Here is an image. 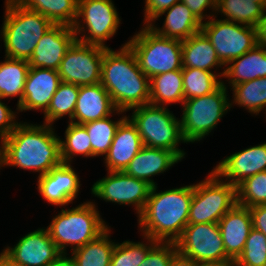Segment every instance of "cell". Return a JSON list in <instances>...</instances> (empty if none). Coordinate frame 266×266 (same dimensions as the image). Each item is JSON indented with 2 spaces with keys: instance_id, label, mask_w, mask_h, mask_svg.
<instances>
[{
  "instance_id": "6da1fadb",
  "label": "cell",
  "mask_w": 266,
  "mask_h": 266,
  "mask_svg": "<svg viewBox=\"0 0 266 266\" xmlns=\"http://www.w3.org/2000/svg\"><path fill=\"white\" fill-rule=\"evenodd\" d=\"M52 125L18 123L0 143V167L14 166L33 170L39 176L62 163L60 137Z\"/></svg>"
},
{
  "instance_id": "7a4b0ae2",
  "label": "cell",
  "mask_w": 266,
  "mask_h": 266,
  "mask_svg": "<svg viewBox=\"0 0 266 266\" xmlns=\"http://www.w3.org/2000/svg\"><path fill=\"white\" fill-rule=\"evenodd\" d=\"M157 185L150 190L138 224L143 237L157 242H176L188 225L189 209L193 196V185L156 192Z\"/></svg>"
},
{
  "instance_id": "3957f363",
  "label": "cell",
  "mask_w": 266,
  "mask_h": 266,
  "mask_svg": "<svg viewBox=\"0 0 266 266\" xmlns=\"http://www.w3.org/2000/svg\"><path fill=\"white\" fill-rule=\"evenodd\" d=\"M100 83L118 110L127 112L149 103L150 79L140 69L127 43L117 52L104 49Z\"/></svg>"
},
{
  "instance_id": "277c9868",
  "label": "cell",
  "mask_w": 266,
  "mask_h": 266,
  "mask_svg": "<svg viewBox=\"0 0 266 266\" xmlns=\"http://www.w3.org/2000/svg\"><path fill=\"white\" fill-rule=\"evenodd\" d=\"M0 31L5 57L29 60L42 36L54 25L41 13L29 10L17 0L5 1Z\"/></svg>"
},
{
  "instance_id": "5b68a950",
  "label": "cell",
  "mask_w": 266,
  "mask_h": 266,
  "mask_svg": "<svg viewBox=\"0 0 266 266\" xmlns=\"http://www.w3.org/2000/svg\"><path fill=\"white\" fill-rule=\"evenodd\" d=\"M108 226L94 202H84L72 209H62L47 227L52 241L62 254L67 246L74 251L102 234Z\"/></svg>"
},
{
  "instance_id": "8992f818",
  "label": "cell",
  "mask_w": 266,
  "mask_h": 266,
  "mask_svg": "<svg viewBox=\"0 0 266 266\" xmlns=\"http://www.w3.org/2000/svg\"><path fill=\"white\" fill-rule=\"evenodd\" d=\"M166 107L150 103L137 106L128 118L136 126L143 146L173 151L182 160L186 153L178 147L181 141L185 143L180 120Z\"/></svg>"
},
{
  "instance_id": "52a82bcc",
  "label": "cell",
  "mask_w": 266,
  "mask_h": 266,
  "mask_svg": "<svg viewBox=\"0 0 266 266\" xmlns=\"http://www.w3.org/2000/svg\"><path fill=\"white\" fill-rule=\"evenodd\" d=\"M127 43L142 72L151 77L182 69V41L157 34L149 25Z\"/></svg>"
},
{
  "instance_id": "ba28073f",
  "label": "cell",
  "mask_w": 266,
  "mask_h": 266,
  "mask_svg": "<svg viewBox=\"0 0 266 266\" xmlns=\"http://www.w3.org/2000/svg\"><path fill=\"white\" fill-rule=\"evenodd\" d=\"M227 86L224 82L213 93L184 100L180 120L185 143L200 141L209 135L230 109Z\"/></svg>"
},
{
  "instance_id": "9c48e42d",
  "label": "cell",
  "mask_w": 266,
  "mask_h": 266,
  "mask_svg": "<svg viewBox=\"0 0 266 266\" xmlns=\"http://www.w3.org/2000/svg\"><path fill=\"white\" fill-rule=\"evenodd\" d=\"M236 203V186L212 170L205 180L193 184L188 224L218 223Z\"/></svg>"
},
{
  "instance_id": "30bf717a",
  "label": "cell",
  "mask_w": 266,
  "mask_h": 266,
  "mask_svg": "<svg viewBox=\"0 0 266 266\" xmlns=\"http://www.w3.org/2000/svg\"><path fill=\"white\" fill-rule=\"evenodd\" d=\"M120 21L112 0H78L77 17L72 28L77 41L109 48L104 42L116 34Z\"/></svg>"
},
{
  "instance_id": "8fae6325",
  "label": "cell",
  "mask_w": 266,
  "mask_h": 266,
  "mask_svg": "<svg viewBox=\"0 0 266 266\" xmlns=\"http://www.w3.org/2000/svg\"><path fill=\"white\" fill-rule=\"evenodd\" d=\"M215 18L216 14L202 22L201 31L210 40L224 66L258 45L256 27Z\"/></svg>"
},
{
  "instance_id": "7c38bea8",
  "label": "cell",
  "mask_w": 266,
  "mask_h": 266,
  "mask_svg": "<svg viewBox=\"0 0 266 266\" xmlns=\"http://www.w3.org/2000/svg\"><path fill=\"white\" fill-rule=\"evenodd\" d=\"M177 251L197 263H233L226 254L218 223L188 224L175 242Z\"/></svg>"
},
{
  "instance_id": "4fadbf2b",
  "label": "cell",
  "mask_w": 266,
  "mask_h": 266,
  "mask_svg": "<svg viewBox=\"0 0 266 266\" xmlns=\"http://www.w3.org/2000/svg\"><path fill=\"white\" fill-rule=\"evenodd\" d=\"M104 47L75 41L58 68L61 81L88 86L101 82Z\"/></svg>"
},
{
  "instance_id": "5bb4252c",
  "label": "cell",
  "mask_w": 266,
  "mask_h": 266,
  "mask_svg": "<svg viewBox=\"0 0 266 266\" xmlns=\"http://www.w3.org/2000/svg\"><path fill=\"white\" fill-rule=\"evenodd\" d=\"M152 186L146 181L119 171H108L106 177L95 182L91 192L106 202L134 205L138 214L143 211Z\"/></svg>"
},
{
  "instance_id": "9a60e30c",
  "label": "cell",
  "mask_w": 266,
  "mask_h": 266,
  "mask_svg": "<svg viewBox=\"0 0 266 266\" xmlns=\"http://www.w3.org/2000/svg\"><path fill=\"white\" fill-rule=\"evenodd\" d=\"M0 254L15 266H46L62 255L47 228L29 232Z\"/></svg>"
},
{
  "instance_id": "2e32d148",
  "label": "cell",
  "mask_w": 266,
  "mask_h": 266,
  "mask_svg": "<svg viewBox=\"0 0 266 266\" xmlns=\"http://www.w3.org/2000/svg\"><path fill=\"white\" fill-rule=\"evenodd\" d=\"M76 41L74 29L63 24H54L39 40L28 60L29 66L58 70L64 55Z\"/></svg>"
},
{
  "instance_id": "e0dca14e",
  "label": "cell",
  "mask_w": 266,
  "mask_h": 266,
  "mask_svg": "<svg viewBox=\"0 0 266 266\" xmlns=\"http://www.w3.org/2000/svg\"><path fill=\"white\" fill-rule=\"evenodd\" d=\"M71 163H61L48 173L38 176V191L54 206H66L77 198L80 181Z\"/></svg>"
},
{
  "instance_id": "ac0fdd59",
  "label": "cell",
  "mask_w": 266,
  "mask_h": 266,
  "mask_svg": "<svg viewBox=\"0 0 266 266\" xmlns=\"http://www.w3.org/2000/svg\"><path fill=\"white\" fill-rule=\"evenodd\" d=\"M57 70L30 67L27 73L22 101L17 111L48 109L51 98L61 83Z\"/></svg>"
},
{
  "instance_id": "d6986e66",
  "label": "cell",
  "mask_w": 266,
  "mask_h": 266,
  "mask_svg": "<svg viewBox=\"0 0 266 266\" xmlns=\"http://www.w3.org/2000/svg\"><path fill=\"white\" fill-rule=\"evenodd\" d=\"M213 171L235 186L249 176L266 171V143L251 146L224 158Z\"/></svg>"
},
{
  "instance_id": "ffe728a7",
  "label": "cell",
  "mask_w": 266,
  "mask_h": 266,
  "mask_svg": "<svg viewBox=\"0 0 266 266\" xmlns=\"http://www.w3.org/2000/svg\"><path fill=\"white\" fill-rule=\"evenodd\" d=\"M226 254L235 261L253 228L248 207L236 203L218 222Z\"/></svg>"
},
{
  "instance_id": "44dd1931",
  "label": "cell",
  "mask_w": 266,
  "mask_h": 266,
  "mask_svg": "<svg viewBox=\"0 0 266 266\" xmlns=\"http://www.w3.org/2000/svg\"><path fill=\"white\" fill-rule=\"evenodd\" d=\"M123 114L114 105L108 91L101 83L80 86L76 102L73 123L83 125L90 121L112 116V113Z\"/></svg>"
},
{
  "instance_id": "7402d4cb",
  "label": "cell",
  "mask_w": 266,
  "mask_h": 266,
  "mask_svg": "<svg viewBox=\"0 0 266 266\" xmlns=\"http://www.w3.org/2000/svg\"><path fill=\"white\" fill-rule=\"evenodd\" d=\"M142 147L143 143L136 126L126 117L119 124L105 155L107 170L123 172Z\"/></svg>"
},
{
  "instance_id": "603a6c76",
  "label": "cell",
  "mask_w": 266,
  "mask_h": 266,
  "mask_svg": "<svg viewBox=\"0 0 266 266\" xmlns=\"http://www.w3.org/2000/svg\"><path fill=\"white\" fill-rule=\"evenodd\" d=\"M179 161L181 159L173 151L143 146L123 172L153 187L157 183L150 178L166 172Z\"/></svg>"
},
{
  "instance_id": "cb8c5ba5",
  "label": "cell",
  "mask_w": 266,
  "mask_h": 266,
  "mask_svg": "<svg viewBox=\"0 0 266 266\" xmlns=\"http://www.w3.org/2000/svg\"><path fill=\"white\" fill-rule=\"evenodd\" d=\"M166 14L162 28L153 25L155 20ZM152 30L157 34L170 39L184 41L190 36L201 31L202 22L193 14V12L181 1L175 3L169 9L161 12L150 24Z\"/></svg>"
},
{
  "instance_id": "d4e9b609",
  "label": "cell",
  "mask_w": 266,
  "mask_h": 266,
  "mask_svg": "<svg viewBox=\"0 0 266 266\" xmlns=\"http://www.w3.org/2000/svg\"><path fill=\"white\" fill-rule=\"evenodd\" d=\"M226 66L228 67L223 70V77L228 78L231 87L266 77V48L258 44L247 53L230 61Z\"/></svg>"
},
{
  "instance_id": "484cf974",
  "label": "cell",
  "mask_w": 266,
  "mask_h": 266,
  "mask_svg": "<svg viewBox=\"0 0 266 266\" xmlns=\"http://www.w3.org/2000/svg\"><path fill=\"white\" fill-rule=\"evenodd\" d=\"M215 66L222 68L224 65L217 57L210 40L202 31L182 41V68L214 72L212 68L214 69Z\"/></svg>"
},
{
  "instance_id": "4316f807",
  "label": "cell",
  "mask_w": 266,
  "mask_h": 266,
  "mask_svg": "<svg viewBox=\"0 0 266 266\" xmlns=\"http://www.w3.org/2000/svg\"><path fill=\"white\" fill-rule=\"evenodd\" d=\"M184 102L182 69L158 74L150 78L149 103L165 106Z\"/></svg>"
},
{
  "instance_id": "83f0119b",
  "label": "cell",
  "mask_w": 266,
  "mask_h": 266,
  "mask_svg": "<svg viewBox=\"0 0 266 266\" xmlns=\"http://www.w3.org/2000/svg\"><path fill=\"white\" fill-rule=\"evenodd\" d=\"M29 68L28 60L5 57L0 63L1 99L19 96L17 105L21 103Z\"/></svg>"
},
{
  "instance_id": "f1b7e54d",
  "label": "cell",
  "mask_w": 266,
  "mask_h": 266,
  "mask_svg": "<svg viewBox=\"0 0 266 266\" xmlns=\"http://www.w3.org/2000/svg\"><path fill=\"white\" fill-rule=\"evenodd\" d=\"M109 227L97 238L72 252L76 266H110L116 245L109 237ZM111 240V241H110Z\"/></svg>"
},
{
  "instance_id": "f546056e",
  "label": "cell",
  "mask_w": 266,
  "mask_h": 266,
  "mask_svg": "<svg viewBox=\"0 0 266 266\" xmlns=\"http://www.w3.org/2000/svg\"><path fill=\"white\" fill-rule=\"evenodd\" d=\"M25 8L41 13L53 24L72 27L77 17L78 0H17Z\"/></svg>"
},
{
  "instance_id": "4dcf8cb0",
  "label": "cell",
  "mask_w": 266,
  "mask_h": 266,
  "mask_svg": "<svg viewBox=\"0 0 266 266\" xmlns=\"http://www.w3.org/2000/svg\"><path fill=\"white\" fill-rule=\"evenodd\" d=\"M216 11L227 17L226 21L256 27L265 8L251 0H217Z\"/></svg>"
},
{
  "instance_id": "1f68e13d",
  "label": "cell",
  "mask_w": 266,
  "mask_h": 266,
  "mask_svg": "<svg viewBox=\"0 0 266 266\" xmlns=\"http://www.w3.org/2000/svg\"><path fill=\"white\" fill-rule=\"evenodd\" d=\"M223 75L224 71L215 74L196 68H182L184 100L213 93L222 85L220 79Z\"/></svg>"
},
{
  "instance_id": "d6a6232c",
  "label": "cell",
  "mask_w": 266,
  "mask_h": 266,
  "mask_svg": "<svg viewBox=\"0 0 266 266\" xmlns=\"http://www.w3.org/2000/svg\"><path fill=\"white\" fill-rule=\"evenodd\" d=\"M231 89L234 98L230 107L237 104L245 107L249 113L256 115L266 108V77L236 84Z\"/></svg>"
},
{
  "instance_id": "836d02e7",
  "label": "cell",
  "mask_w": 266,
  "mask_h": 266,
  "mask_svg": "<svg viewBox=\"0 0 266 266\" xmlns=\"http://www.w3.org/2000/svg\"><path fill=\"white\" fill-rule=\"evenodd\" d=\"M78 94L79 86L61 82L55 94L51 98L48 109L44 112V123L52 125L53 122L59 120L65 115H68L69 122L73 123V115Z\"/></svg>"
},
{
  "instance_id": "e575fe53",
  "label": "cell",
  "mask_w": 266,
  "mask_h": 266,
  "mask_svg": "<svg viewBox=\"0 0 266 266\" xmlns=\"http://www.w3.org/2000/svg\"><path fill=\"white\" fill-rule=\"evenodd\" d=\"M126 117L127 115L113 121L107 116L83 124L91 140V157L105 156L108 153L117 128Z\"/></svg>"
},
{
  "instance_id": "d590c367",
  "label": "cell",
  "mask_w": 266,
  "mask_h": 266,
  "mask_svg": "<svg viewBox=\"0 0 266 266\" xmlns=\"http://www.w3.org/2000/svg\"><path fill=\"white\" fill-rule=\"evenodd\" d=\"M65 139H60V155L63 163H71L73 156L91 157V143L87 130L83 125L68 122Z\"/></svg>"
},
{
  "instance_id": "8d00e7d4",
  "label": "cell",
  "mask_w": 266,
  "mask_h": 266,
  "mask_svg": "<svg viewBox=\"0 0 266 266\" xmlns=\"http://www.w3.org/2000/svg\"><path fill=\"white\" fill-rule=\"evenodd\" d=\"M144 238L148 241V244L129 240L120 244L116 243L110 266H140L147 253L158 243L150 237L144 236Z\"/></svg>"
},
{
  "instance_id": "74e56055",
  "label": "cell",
  "mask_w": 266,
  "mask_h": 266,
  "mask_svg": "<svg viewBox=\"0 0 266 266\" xmlns=\"http://www.w3.org/2000/svg\"><path fill=\"white\" fill-rule=\"evenodd\" d=\"M237 203L248 208L266 204V171L245 178L236 186Z\"/></svg>"
},
{
  "instance_id": "f35d334b",
  "label": "cell",
  "mask_w": 266,
  "mask_h": 266,
  "mask_svg": "<svg viewBox=\"0 0 266 266\" xmlns=\"http://www.w3.org/2000/svg\"><path fill=\"white\" fill-rule=\"evenodd\" d=\"M233 263L234 266H266V236L252 228L242 253Z\"/></svg>"
},
{
  "instance_id": "ab89813d",
  "label": "cell",
  "mask_w": 266,
  "mask_h": 266,
  "mask_svg": "<svg viewBox=\"0 0 266 266\" xmlns=\"http://www.w3.org/2000/svg\"><path fill=\"white\" fill-rule=\"evenodd\" d=\"M174 242H158L148 253L140 266H169L177 253Z\"/></svg>"
},
{
  "instance_id": "60d3db41",
  "label": "cell",
  "mask_w": 266,
  "mask_h": 266,
  "mask_svg": "<svg viewBox=\"0 0 266 266\" xmlns=\"http://www.w3.org/2000/svg\"><path fill=\"white\" fill-rule=\"evenodd\" d=\"M181 0H145L144 24L149 25L161 12Z\"/></svg>"
},
{
  "instance_id": "b9f144b4",
  "label": "cell",
  "mask_w": 266,
  "mask_h": 266,
  "mask_svg": "<svg viewBox=\"0 0 266 266\" xmlns=\"http://www.w3.org/2000/svg\"><path fill=\"white\" fill-rule=\"evenodd\" d=\"M16 114L0 98V140H4L15 129L19 123Z\"/></svg>"
},
{
  "instance_id": "7bdbcfd3",
  "label": "cell",
  "mask_w": 266,
  "mask_h": 266,
  "mask_svg": "<svg viewBox=\"0 0 266 266\" xmlns=\"http://www.w3.org/2000/svg\"><path fill=\"white\" fill-rule=\"evenodd\" d=\"M216 1L217 0H181L201 22H203V19H210L211 16H214L213 14L204 15L203 13L207 8H210L216 13ZM205 16L207 18H205Z\"/></svg>"
},
{
  "instance_id": "ee69618b",
  "label": "cell",
  "mask_w": 266,
  "mask_h": 266,
  "mask_svg": "<svg viewBox=\"0 0 266 266\" xmlns=\"http://www.w3.org/2000/svg\"><path fill=\"white\" fill-rule=\"evenodd\" d=\"M252 217V226L266 236V204L249 208Z\"/></svg>"
},
{
  "instance_id": "f6af8a7d",
  "label": "cell",
  "mask_w": 266,
  "mask_h": 266,
  "mask_svg": "<svg viewBox=\"0 0 266 266\" xmlns=\"http://www.w3.org/2000/svg\"><path fill=\"white\" fill-rule=\"evenodd\" d=\"M258 44L266 48V9L256 26Z\"/></svg>"
},
{
  "instance_id": "bcb514c9",
  "label": "cell",
  "mask_w": 266,
  "mask_h": 266,
  "mask_svg": "<svg viewBox=\"0 0 266 266\" xmlns=\"http://www.w3.org/2000/svg\"><path fill=\"white\" fill-rule=\"evenodd\" d=\"M169 266H197V262L177 252Z\"/></svg>"
},
{
  "instance_id": "7dc6e473",
  "label": "cell",
  "mask_w": 266,
  "mask_h": 266,
  "mask_svg": "<svg viewBox=\"0 0 266 266\" xmlns=\"http://www.w3.org/2000/svg\"><path fill=\"white\" fill-rule=\"evenodd\" d=\"M46 266H76V265L72 257H67L66 254H62L55 261H52Z\"/></svg>"
},
{
  "instance_id": "c3c4849f",
  "label": "cell",
  "mask_w": 266,
  "mask_h": 266,
  "mask_svg": "<svg viewBox=\"0 0 266 266\" xmlns=\"http://www.w3.org/2000/svg\"><path fill=\"white\" fill-rule=\"evenodd\" d=\"M197 266H234V263H197Z\"/></svg>"
},
{
  "instance_id": "681fc988",
  "label": "cell",
  "mask_w": 266,
  "mask_h": 266,
  "mask_svg": "<svg viewBox=\"0 0 266 266\" xmlns=\"http://www.w3.org/2000/svg\"><path fill=\"white\" fill-rule=\"evenodd\" d=\"M0 266H15L0 254Z\"/></svg>"
},
{
  "instance_id": "f907efd6",
  "label": "cell",
  "mask_w": 266,
  "mask_h": 266,
  "mask_svg": "<svg viewBox=\"0 0 266 266\" xmlns=\"http://www.w3.org/2000/svg\"><path fill=\"white\" fill-rule=\"evenodd\" d=\"M256 2L259 5H262L266 9V0H251Z\"/></svg>"
}]
</instances>
